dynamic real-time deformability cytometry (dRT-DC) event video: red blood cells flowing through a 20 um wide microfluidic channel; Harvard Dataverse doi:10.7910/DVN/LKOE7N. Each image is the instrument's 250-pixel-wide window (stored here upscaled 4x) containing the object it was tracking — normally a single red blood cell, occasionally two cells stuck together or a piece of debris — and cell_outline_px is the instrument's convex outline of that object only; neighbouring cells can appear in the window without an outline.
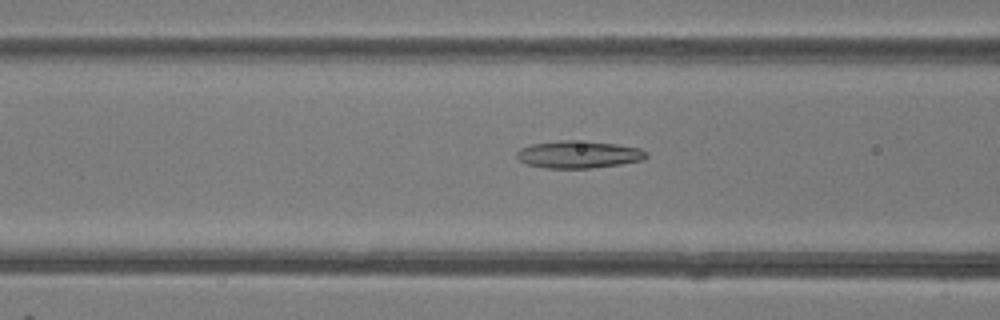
{"species": "common noctule bat (a hibernating species)", "species_latin": "Nyctalus noctula", "temperature_condition": "room temperature", "stored_images_in_passage": 48, "camera_frame_rate_fps": 3000, "um_per_image_px": 0.085, "animal": {"sex": "female"}, "frame": {"image": 1, "passage_image": 19, "time_ms": 6.0, "image_size_px": [1000, 320], "cell_outline_px": [[648, 156], [644, 160], [620, 164], [592, 168], [544, 168], [528, 164], [520, 160], [516, 156], [516, 152], [520, 148], [532, 144], [560, 140], [572, 140], [616, 144], [640, 148], [648, 152]], "centroid_in_image_um": [49.2, 13.13], "position_along_channel_um": 117.4, "area_um2": 20.63}}
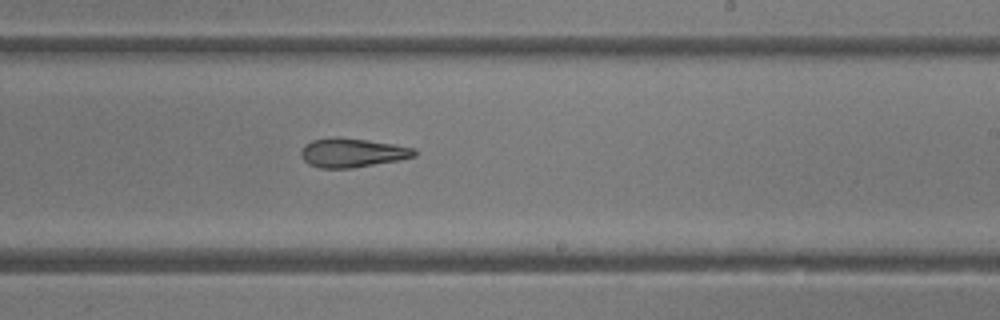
{"frame": {"image": 2, "passage_image": 29, "time_ms": 9.333, "image_size_px": [1000, 320], "cell_outline_px": [[416, 156], [400, 160], [352, 168], [320, 168], [308, 164], [300, 156], [300, 152], [304, 144], [312, 140], [336, 136], [340, 136], [368, 140], [416, 148]], "centroid_in_image_um": [29.92, 12.97], "position_along_channel_um": 259.1, "area_um2": 19.42}}
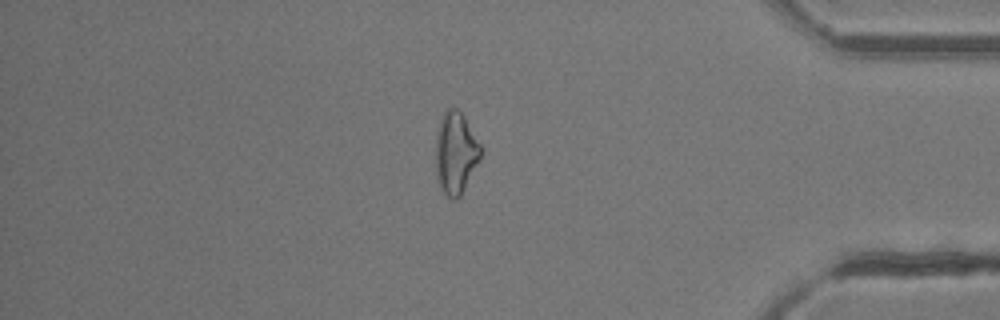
{"frame": {"image": 3, "passage_image": 41, "time_ms": 13.333, "image_size_px": [1000, 320], "cell_outline_px": [[480, 160], [460, 196], [456, 200], [452, 200], [440, 188], [436, 176], [436, 132], [440, 120], [444, 112], [448, 108], [456, 108], [464, 116], [480, 144]], "centroid_in_image_um": [38.71, 13.01], "position_along_channel_um": 396.5, "area_um2": 21.39}, "authors_computed_cell_mechanics": {"area_um2": 21.2126, "velocity_mm_per_s": 4.2547, "shape_relaxation_time_tau1_ms": null, "shape_relaxation_time_tau2_ms": 4.032, "deformation_change_tau1": null, "deformation_change_tau2": 0.1582}}